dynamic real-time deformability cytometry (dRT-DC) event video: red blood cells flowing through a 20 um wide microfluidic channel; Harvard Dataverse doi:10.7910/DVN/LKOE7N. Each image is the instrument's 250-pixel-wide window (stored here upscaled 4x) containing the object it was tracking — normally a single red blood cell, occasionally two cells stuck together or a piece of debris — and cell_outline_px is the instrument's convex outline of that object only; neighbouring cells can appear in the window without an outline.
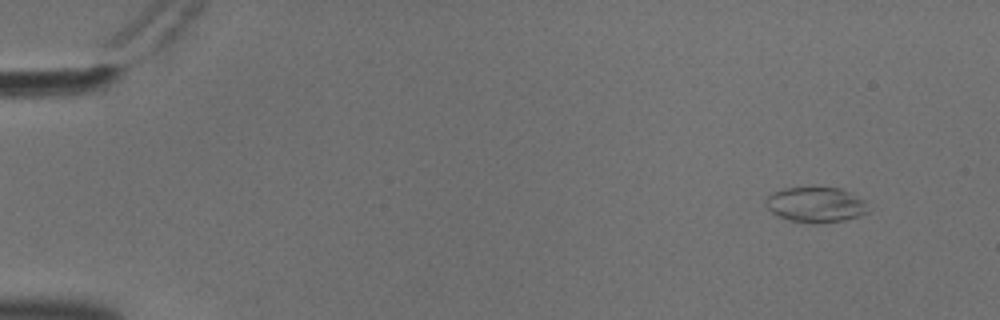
{"species": "common noctule bat (a hibernating species)", "species_latin": "Nyctalus noctula", "temperature_condition": "cold", "stored_images_in_passage": 52, "camera_frame_rate_fps": 3000, "um_per_image_px": 0.085, "animal": {"sex": "male", "body_mass_g": 18.8}, "frame": {"image": 1, "passage_image": 1, "time_ms": 0.0, "image_size_px": [1000, 320], "cell_outline_px": [[868, 212], [860, 216], [844, 220], [788, 220], [776, 216], [764, 204], [764, 200], [772, 192], [784, 188], [840, 188], [852, 192], [864, 200]], "centroid_in_image_um": [69.32, 17.35], "position_along_channel_um": 15.7, "area_um2": 20.4}}
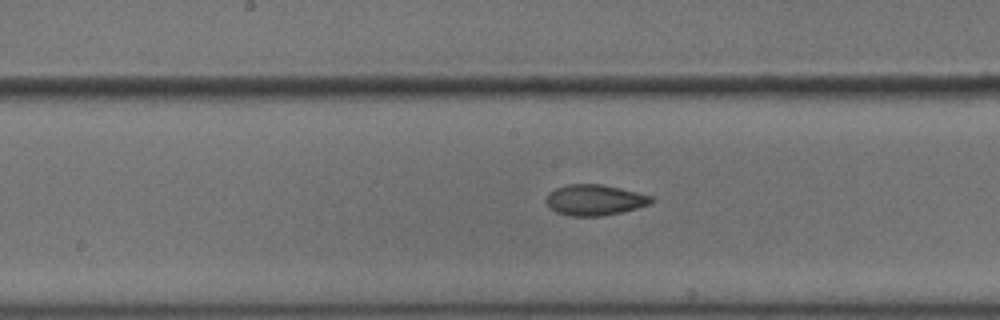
{"frame": {"image": 2, "passage_image": 26, "time_ms": 8.333, "image_size_px": [1000, 320], "cell_outline_px": [[656, 200], [652, 204], [620, 212], [600, 216], [568, 216], [556, 212], [544, 200], [548, 192], [556, 188], [568, 184], [600, 184], [620, 188], [652, 196]], "centroid_in_image_um": [50.55, 16.99], "position_along_channel_um": 197.7, "area_um2": 18.9}}
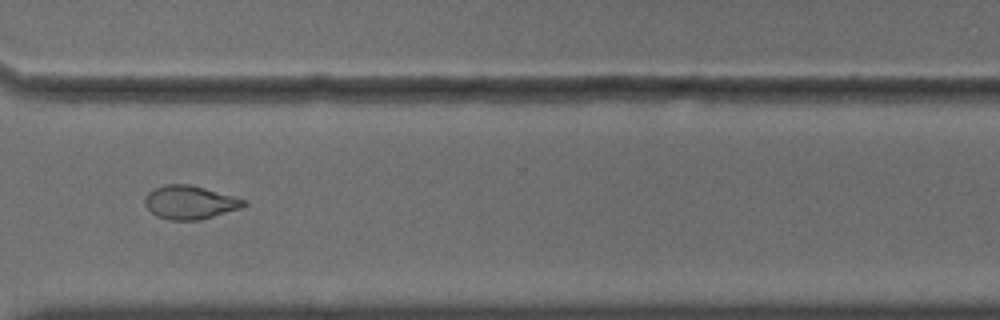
{"frame": {"image": 3, "passage_image": 39, "time_ms": 12.667, "image_size_px": [1000, 320], "cell_outline_px": [[248, 204], [240, 208], [200, 220], [168, 220], [156, 216], [144, 204], [144, 196], [148, 192], [164, 184], [188, 184], [204, 188], [232, 196], [244, 200]], "centroid_in_image_um": [16.09, 17.21], "position_along_channel_um": 354.5, "area_um2": 19.13}, "authors_computed_cell_mechanics": {"area_um2": 19.3341, "velocity_mm_per_s": 3.6224, "shape_relaxation_time_tau1_ms": 7.2171, "shape_relaxation_time_tau2_ms": 3.2809, "deformation_change_tau1": 0.1524, "deformation_change_tau2": 0.0558}}